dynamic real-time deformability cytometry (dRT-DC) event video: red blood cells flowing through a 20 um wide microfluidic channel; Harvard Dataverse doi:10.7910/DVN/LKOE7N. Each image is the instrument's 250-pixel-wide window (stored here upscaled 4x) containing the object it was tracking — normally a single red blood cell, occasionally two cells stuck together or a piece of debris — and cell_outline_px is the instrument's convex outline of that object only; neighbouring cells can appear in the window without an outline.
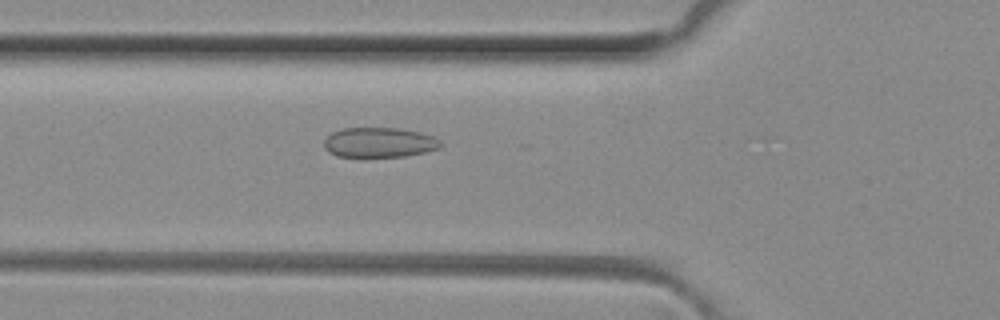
{"species": "common noctule bat (a hibernating species)", "species_latin": "Nyctalus noctula", "temperature_condition": "room temperature", "stored_images_in_passage": 40, "camera_frame_rate_fps": 3000, "um_per_image_px": 0.085, "animal": {"sex": "female", "body_mass_g": 29.2, "forearm_length_mm": 56.3}, "frame": {"image": 1, "passage_image": 8, "time_ms": 2.333, "image_size_px": [1000, 320], "cell_outline_px": [[444, 144], [440, 148], [424, 152], [404, 156], [364, 160], [336, 156], [328, 152], [324, 148], [324, 140], [332, 132], [344, 128], [400, 128], [420, 132], [432, 136], [440, 140]], "centroid_in_image_um": [32.2, 12.16], "position_along_channel_um": 93.6, "area_um2": 21.27}}
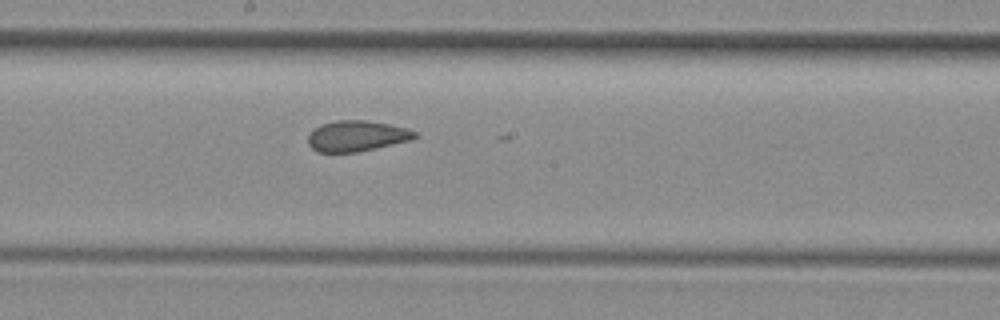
{"frame": {"image": 2, "passage_image": 17, "time_ms": 5.333, "image_size_px": [1000, 320], "cell_outline_px": [[420, 136], [412, 140], [356, 152], [316, 152], [308, 144], [308, 136], [320, 124], [336, 120], [368, 120], [388, 124], [404, 128], [416, 132]], "centroid_in_image_um": [30.33, 11.56], "position_along_channel_um": 217.9, "area_um2": 19.07}}
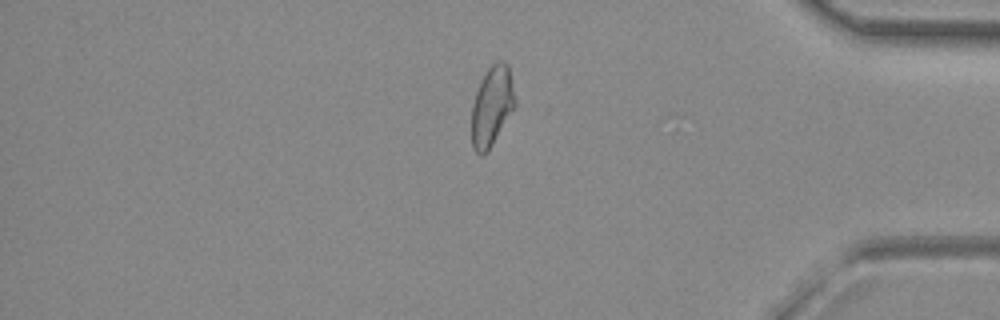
{"frame": {"image": 3, "passage_image": 32, "time_ms": 10.333, "image_size_px": [1000, 320], "cell_outline_px": [[516, 104], [488, 152], [480, 156], [472, 148], [472, 104], [476, 92], [488, 68], [496, 60], [504, 60], [508, 64], [516, 100]], "centroid_in_image_um": [41.81, 9.03], "position_along_channel_um": 393.4, "area_um2": 20.11}}